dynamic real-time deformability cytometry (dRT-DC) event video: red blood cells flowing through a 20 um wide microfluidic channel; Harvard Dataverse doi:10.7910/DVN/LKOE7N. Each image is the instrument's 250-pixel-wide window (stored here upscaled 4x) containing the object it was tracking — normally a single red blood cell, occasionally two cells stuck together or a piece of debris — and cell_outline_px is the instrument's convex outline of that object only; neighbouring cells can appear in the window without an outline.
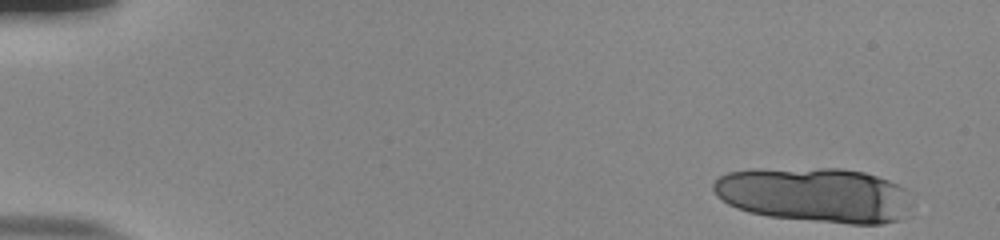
{"species": "human", "species_latin": "Homo sapiens", "temperature_condition": "room temperature", "stored_images_in_passage": 16, "camera_frame_rate_fps": 3000, "um_per_image_px": 0.085, "donor": {"sex": "male"}, "frame": {"image": 1, "passage_image": 1, "time_ms": 0.0, "image_size_px": [1000, 240], "cell_outline_px": [[912, 204], [908, 216], [900, 220], [880, 224], [848, 224], [768, 216], [748, 212], [736, 208], [728, 204], [716, 196], [712, 188], [712, 184], [720, 176], [728, 172], [752, 168], [840, 168], [864, 172], [888, 180], [904, 188], [908, 192]], "centroid_in_image_um": [69.27, 16.56], "position_along_channel_um": 15.7, "area_um2": 64.39}}